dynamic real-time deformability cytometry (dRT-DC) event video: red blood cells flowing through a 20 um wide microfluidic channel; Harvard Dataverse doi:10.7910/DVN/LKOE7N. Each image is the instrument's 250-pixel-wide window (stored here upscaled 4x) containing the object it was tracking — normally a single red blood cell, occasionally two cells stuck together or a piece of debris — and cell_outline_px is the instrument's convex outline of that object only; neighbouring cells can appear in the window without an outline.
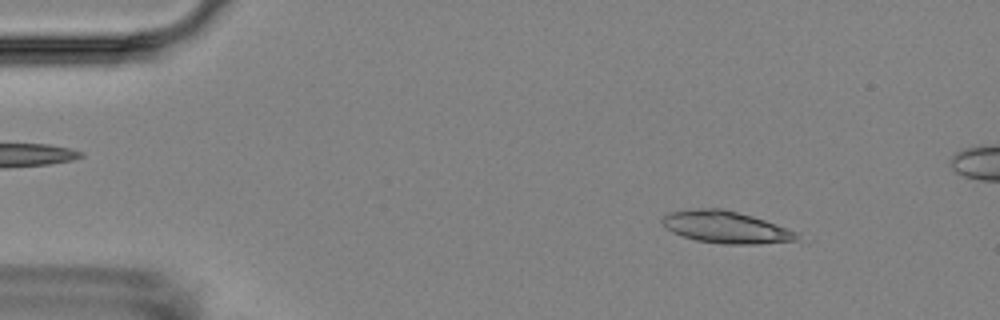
{"species": "Egyptian fruit bat (a non-hibernating species)", "species_latin": "Rousettus aegyptiacus", "temperature_condition": "room temperature", "stored_images_in_passage": 5, "camera_frame_rate_fps": 3000, "um_per_image_px": 0.085, "animal": {"sex": "female"}, "frame": {"image": 1, "passage_image": 1, "time_ms": 0.0, "image_size_px": [1000, 320], "cell_outline_px": [[804, 240], [800, 244], [724, 244], [696, 240], [672, 232], [660, 220], [668, 212], [696, 208], [720, 208], [752, 216], [764, 220], [796, 232]], "centroid_in_image_um": [61.84, 19.34], "position_along_channel_um": 23.2, "area_um2": 25.61}}